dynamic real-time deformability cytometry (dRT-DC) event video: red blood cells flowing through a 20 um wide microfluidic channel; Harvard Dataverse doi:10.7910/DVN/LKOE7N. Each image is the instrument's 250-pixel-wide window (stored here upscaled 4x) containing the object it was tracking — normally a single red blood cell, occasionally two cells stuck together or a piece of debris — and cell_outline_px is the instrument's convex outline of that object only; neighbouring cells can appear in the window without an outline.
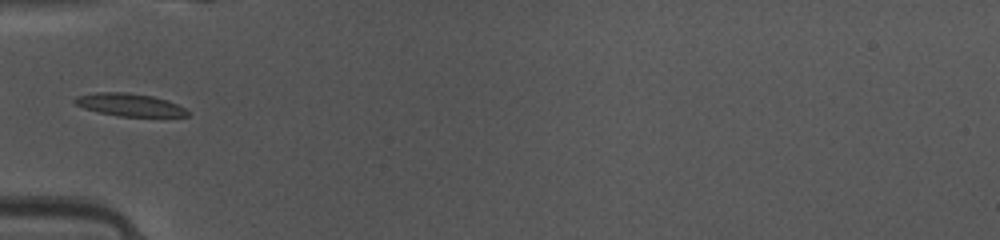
{"species": "common noctule bat (a hibernating species)", "species_latin": "Nyctalus noctula", "temperature_condition": "warm", "stored_images_in_passage": 30, "camera_frame_rate_fps": 3000, "um_per_image_px": 0.085, "animal": {"sex": "female", "body_mass_g": 10.0, "forearm_length_mm": 53.1}, "frame": {"image": 1, "passage_image": 1, "time_ms": 0.0, "image_size_px": [1000, 240], "cell_outline_px": [[188, 116], [120, 116], [100, 112], [84, 108], [76, 104], [72, 100], [76, 96], [96, 92], [124, 92], [152, 96], [168, 100], [184, 108], [188, 112]], "centroid_in_image_um": [10.98, 8.89], "position_along_channel_um": 74.0, "area_um2": 14.68}}
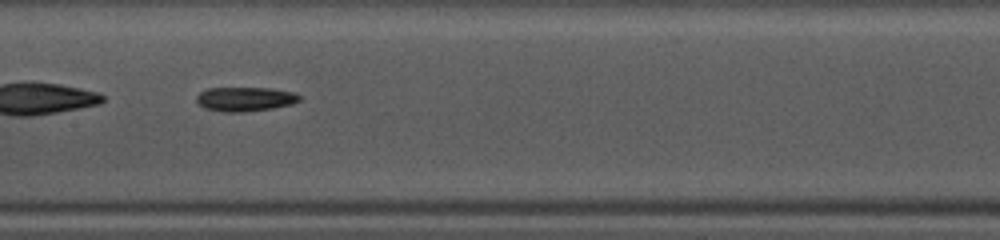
{"frame": {"image": 2, "passage_image": 9, "time_ms": 2.667, "image_size_px": [1000, 240], "cell_outline_px": [[300, 100], [292, 104], [272, 108], [244, 112], [224, 112], [204, 108], [196, 100], [196, 96], [200, 92], [208, 88], [272, 88], [296, 92], [300, 96]], "centroid_in_image_um": [20.85, 8.41], "position_along_channel_um": 186.6, "area_um2": 14.62}}
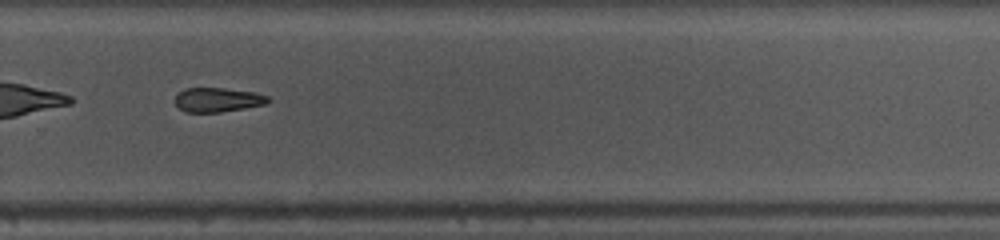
{"frame": {"image": 3, "passage_image": 18, "time_ms": 5.667, "image_size_px": [1000, 240], "cell_outline_px": [[272, 100], [268, 104], [220, 112], [184, 112], [176, 104], [176, 96], [184, 88], [224, 88], [256, 92], [268, 96]], "centroid_in_image_um": [18.56, 8.48], "position_along_channel_um": 311.2, "area_um2": 13.24}, "authors_computed_cell_mechanics": {"area_um2": 14.1032, "velocity_mm_per_s": 4.1867, "shape_relaxation_time_tau1_ms": 5.1572, "shape_relaxation_time_tau2_ms": 4.8783, "deformation_change_tau1": 0.1445, "deformation_change_tau2": 0.1596}}